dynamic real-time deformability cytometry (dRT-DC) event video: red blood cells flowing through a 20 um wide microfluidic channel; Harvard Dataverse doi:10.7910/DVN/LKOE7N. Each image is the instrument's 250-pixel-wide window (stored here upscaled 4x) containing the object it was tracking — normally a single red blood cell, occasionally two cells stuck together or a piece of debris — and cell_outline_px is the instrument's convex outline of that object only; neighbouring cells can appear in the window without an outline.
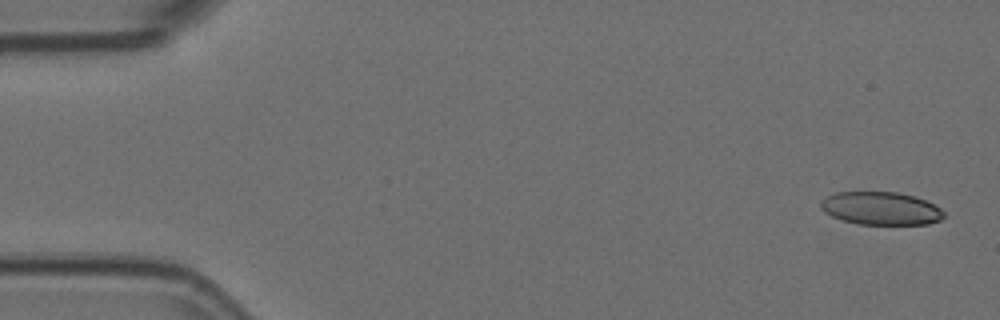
{"species": "Egyptian fruit bat (a non-hibernating species)", "species_latin": "Rousettus aegyptiacus", "temperature_condition": "room temperature", "stored_images_in_passage": 4, "camera_frame_rate_fps": 3000, "um_per_image_px": 0.085, "animal": {"sex": "female"}, "frame": {"image": 1, "passage_image": 1, "time_ms": 0.0, "image_size_px": [1000, 320], "cell_outline_px": [[944, 216], [940, 220], [928, 224], [860, 224], [844, 220], [832, 216], [824, 212], [820, 208], [820, 200], [836, 192], [900, 192], [916, 196], [940, 208], [944, 212]], "centroid_in_image_um": [74.87, 17.7], "position_along_channel_um": 10.1, "area_um2": 23.64}}
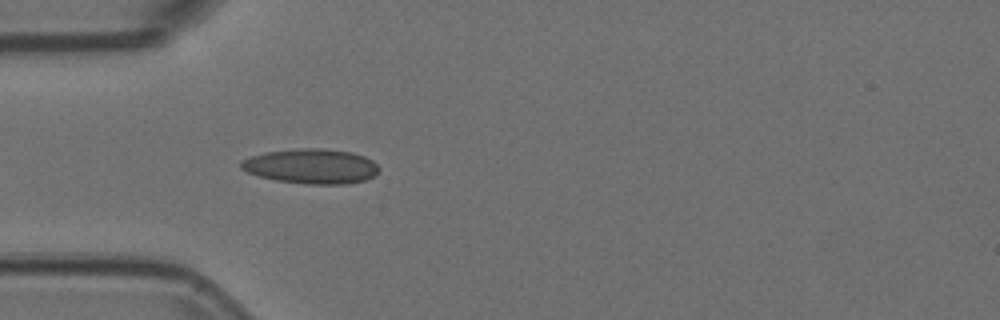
{"frame": {"image": 2, "passage_image": 4, "time_ms": 1.0, "image_size_px": [1000, 320], "cell_outline_px": [[380, 168], [372, 176], [364, 180], [344, 184], [308, 184], [276, 180], [260, 176], [248, 172], [240, 168], [240, 160], [264, 152], [300, 148], [320, 148], [352, 152], [364, 156], [372, 160]], "centroid_in_image_um": [26.44, 14.12], "position_along_channel_um": 58.6, "area_um2": 27.86}}